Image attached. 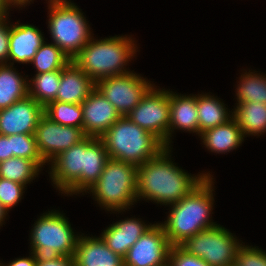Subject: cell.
I'll list each match as a JSON object with an SVG mask.
<instances>
[{
    "mask_svg": "<svg viewBox=\"0 0 266 266\" xmlns=\"http://www.w3.org/2000/svg\"><path fill=\"white\" fill-rule=\"evenodd\" d=\"M170 91L169 147L174 130L196 133L199 137L197 95H183Z\"/></svg>",
    "mask_w": 266,
    "mask_h": 266,
    "instance_id": "obj_21",
    "label": "cell"
},
{
    "mask_svg": "<svg viewBox=\"0 0 266 266\" xmlns=\"http://www.w3.org/2000/svg\"><path fill=\"white\" fill-rule=\"evenodd\" d=\"M60 79L61 70L34 74L28 79V95L45 107L56 99Z\"/></svg>",
    "mask_w": 266,
    "mask_h": 266,
    "instance_id": "obj_27",
    "label": "cell"
},
{
    "mask_svg": "<svg viewBox=\"0 0 266 266\" xmlns=\"http://www.w3.org/2000/svg\"><path fill=\"white\" fill-rule=\"evenodd\" d=\"M138 166L109 159L98 179L88 190L101 209L112 213L126 212L137 202L136 179Z\"/></svg>",
    "mask_w": 266,
    "mask_h": 266,
    "instance_id": "obj_5",
    "label": "cell"
},
{
    "mask_svg": "<svg viewBox=\"0 0 266 266\" xmlns=\"http://www.w3.org/2000/svg\"><path fill=\"white\" fill-rule=\"evenodd\" d=\"M29 254L30 255L28 257L23 256L15 258V260L13 259L12 261H9L8 264H4L2 261H0V266H36L37 255L33 252H30Z\"/></svg>",
    "mask_w": 266,
    "mask_h": 266,
    "instance_id": "obj_37",
    "label": "cell"
},
{
    "mask_svg": "<svg viewBox=\"0 0 266 266\" xmlns=\"http://www.w3.org/2000/svg\"><path fill=\"white\" fill-rule=\"evenodd\" d=\"M71 59L54 43L46 41L37 50L30 61L36 69V74L62 70Z\"/></svg>",
    "mask_w": 266,
    "mask_h": 266,
    "instance_id": "obj_29",
    "label": "cell"
},
{
    "mask_svg": "<svg viewBox=\"0 0 266 266\" xmlns=\"http://www.w3.org/2000/svg\"><path fill=\"white\" fill-rule=\"evenodd\" d=\"M41 169L33 160L11 157L0 162V178L15 181L23 185L30 184L41 172Z\"/></svg>",
    "mask_w": 266,
    "mask_h": 266,
    "instance_id": "obj_28",
    "label": "cell"
},
{
    "mask_svg": "<svg viewBox=\"0 0 266 266\" xmlns=\"http://www.w3.org/2000/svg\"><path fill=\"white\" fill-rule=\"evenodd\" d=\"M11 152L13 157L33 160L41 169L46 165L39 154L34 134L11 135Z\"/></svg>",
    "mask_w": 266,
    "mask_h": 266,
    "instance_id": "obj_31",
    "label": "cell"
},
{
    "mask_svg": "<svg viewBox=\"0 0 266 266\" xmlns=\"http://www.w3.org/2000/svg\"><path fill=\"white\" fill-rule=\"evenodd\" d=\"M25 187L27 186L21 183L0 178V203L8 213L21 202Z\"/></svg>",
    "mask_w": 266,
    "mask_h": 266,
    "instance_id": "obj_32",
    "label": "cell"
},
{
    "mask_svg": "<svg viewBox=\"0 0 266 266\" xmlns=\"http://www.w3.org/2000/svg\"><path fill=\"white\" fill-rule=\"evenodd\" d=\"M96 88V83L73 61L61 70L60 86L54 101L82 104Z\"/></svg>",
    "mask_w": 266,
    "mask_h": 266,
    "instance_id": "obj_20",
    "label": "cell"
},
{
    "mask_svg": "<svg viewBox=\"0 0 266 266\" xmlns=\"http://www.w3.org/2000/svg\"><path fill=\"white\" fill-rule=\"evenodd\" d=\"M171 244L159 222L148 229L129 248L123 258L124 266H165L168 264Z\"/></svg>",
    "mask_w": 266,
    "mask_h": 266,
    "instance_id": "obj_12",
    "label": "cell"
},
{
    "mask_svg": "<svg viewBox=\"0 0 266 266\" xmlns=\"http://www.w3.org/2000/svg\"><path fill=\"white\" fill-rule=\"evenodd\" d=\"M13 157L11 152V135H0V162Z\"/></svg>",
    "mask_w": 266,
    "mask_h": 266,
    "instance_id": "obj_38",
    "label": "cell"
},
{
    "mask_svg": "<svg viewBox=\"0 0 266 266\" xmlns=\"http://www.w3.org/2000/svg\"><path fill=\"white\" fill-rule=\"evenodd\" d=\"M172 147H165L156 157L137 168V201H153L160 205H171L188 195L210 171L191 175L172 161ZM174 162V163H173Z\"/></svg>",
    "mask_w": 266,
    "mask_h": 266,
    "instance_id": "obj_1",
    "label": "cell"
},
{
    "mask_svg": "<svg viewBox=\"0 0 266 266\" xmlns=\"http://www.w3.org/2000/svg\"><path fill=\"white\" fill-rule=\"evenodd\" d=\"M219 99L206 92L197 94L199 136L202 132L224 124L232 118V110L230 111Z\"/></svg>",
    "mask_w": 266,
    "mask_h": 266,
    "instance_id": "obj_24",
    "label": "cell"
},
{
    "mask_svg": "<svg viewBox=\"0 0 266 266\" xmlns=\"http://www.w3.org/2000/svg\"><path fill=\"white\" fill-rule=\"evenodd\" d=\"M45 40L42 31L34 25L22 24L20 21L10 23L8 64H30Z\"/></svg>",
    "mask_w": 266,
    "mask_h": 266,
    "instance_id": "obj_16",
    "label": "cell"
},
{
    "mask_svg": "<svg viewBox=\"0 0 266 266\" xmlns=\"http://www.w3.org/2000/svg\"><path fill=\"white\" fill-rule=\"evenodd\" d=\"M54 210L40 215L32 225L30 252L37 256H74L80 234L74 232L68 217Z\"/></svg>",
    "mask_w": 266,
    "mask_h": 266,
    "instance_id": "obj_7",
    "label": "cell"
},
{
    "mask_svg": "<svg viewBox=\"0 0 266 266\" xmlns=\"http://www.w3.org/2000/svg\"><path fill=\"white\" fill-rule=\"evenodd\" d=\"M199 137L202 141L201 144L209 152L216 154H225L236 150L245 140L241 128L233 117L224 124L202 132Z\"/></svg>",
    "mask_w": 266,
    "mask_h": 266,
    "instance_id": "obj_22",
    "label": "cell"
},
{
    "mask_svg": "<svg viewBox=\"0 0 266 266\" xmlns=\"http://www.w3.org/2000/svg\"><path fill=\"white\" fill-rule=\"evenodd\" d=\"M85 138L49 163V178L52 186L61 194H66L79 180L84 171Z\"/></svg>",
    "mask_w": 266,
    "mask_h": 266,
    "instance_id": "obj_14",
    "label": "cell"
},
{
    "mask_svg": "<svg viewBox=\"0 0 266 266\" xmlns=\"http://www.w3.org/2000/svg\"><path fill=\"white\" fill-rule=\"evenodd\" d=\"M236 89V102H260L266 105V74L245 70L240 75Z\"/></svg>",
    "mask_w": 266,
    "mask_h": 266,
    "instance_id": "obj_26",
    "label": "cell"
},
{
    "mask_svg": "<svg viewBox=\"0 0 266 266\" xmlns=\"http://www.w3.org/2000/svg\"><path fill=\"white\" fill-rule=\"evenodd\" d=\"M213 180V175L207 176L188 195L167 206L170 207L167 220L160 224L172 246H179L187 238L218 225L212 220L215 202Z\"/></svg>",
    "mask_w": 266,
    "mask_h": 266,
    "instance_id": "obj_2",
    "label": "cell"
},
{
    "mask_svg": "<svg viewBox=\"0 0 266 266\" xmlns=\"http://www.w3.org/2000/svg\"><path fill=\"white\" fill-rule=\"evenodd\" d=\"M168 264L170 266H211L203 259L188 254L180 246H171Z\"/></svg>",
    "mask_w": 266,
    "mask_h": 266,
    "instance_id": "obj_34",
    "label": "cell"
},
{
    "mask_svg": "<svg viewBox=\"0 0 266 266\" xmlns=\"http://www.w3.org/2000/svg\"><path fill=\"white\" fill-rule=\"evenodd\" d=\"M11 2V4L17 8H23L26 7L27 5L31 4V2L33 3L34 0H9Z\"/></svg>",
    "mask_w": 266,
    "mask_h": 266,
    "instance_id": "obj_40",
    "label": "cell"
},
{
    "mask_svg": "<svg viewBox=\"0 0 266 266\" xmlns=\"http://www.w3.org/2000/svg\"><path fill=\"white\" fill-rule=\"evenodd\" d=\"M109 159V154L102 139L86 136L84 171L80 175V180L65 194V196H78L80 193L83 195L88 192L98 181Z\"/></svg>",
    "mask_w": 266,
    "mask_h": 266,
    "instance_id": "obj_17",
    "label": "cell"
},
{
    "mask_svg": "<svg viewBox=\"0 0 266 266\" xmlns=\"http://www.w3.org/2000/svg\"><path fill=\"white\" fill-rule=\"evenodd\" d=\"M265 252L258 246L253 247L243 243L237 251L235 264L237 266H266Z\"/></svg>",
    "mask_w": 266,
    "mask_h": 266,
    "instance_id": "obj_33",
    "label": "cell"
},
{
    "mask_svg": "<svg viewBox=\"0 0 266 266\" xmlns=\"http://www.w3.org/2000/svg\"><path fill=\"white\" fill-rule=\"evenodd\" d=\"M7 215H8L7 210L0 203V227L5 223V219Z\"/></svg>",
    "mask_w": 266,
    "mask_h": 266,
    "instance_id": "obj_41",
    "label": "cell"
},
{
    "mask_svg": "<svg viewBox=\"0 0 266 266\" xmlns=\"http://www.w3.org/2000/svg\"><path fill=\"white\" fill-rule=\"evenodd\" d=\"M100 138L109 158L136 166L156 157L166 147L127 116H121Z\"/></svg>",
    "mask_w": 266,
    "mask_h": 266,
    "instance_id": "obj_4",
    "label": "cell"
},
{
    "mask_svg": "<svg viewBox=\"0 0 266 266\" xmlns=\"http://www.w3.org/2000/svg\"><path fill=\"white\" fill-rule=\"evenodd\" d=\"M218 224L187 238L179 246L188 254L203 259L211 266L234 265L243 242Z\"/></svg>",
    "mask_w": 266,
    "mask_h": 266,
    "instance_id": "obj_8",
    "label": "cell"
},
{
    "mask_svg": "<svg viewBox=\"0 0 266 266\" xmlns=\"http://www.w3.org/2000/svg\"><path fill=\"white\" fill-rule=\"evenodd\" d=\"M28 79L14 65L0 64V110L28 96Z\"/></svg>",
    "mask_w": 266,
    "mask_h": 266,
    "instance_id": "obj_25",
    "label": "cell"
},
{
    "mask_svg": "<svg viewBox=\"0 0 266 266\" xmlns=\"http://www.w3.org/2000/svg\"><path fill=\"white\" fill-rule=\"evenodd\" d=\"M48 3V31L52 43L71 60L94 35L82 9L71 0H45Z\"/></svg>",
    "mask_w": 266,
    "mask_h": 266,
    "instance_id": "obj_6",
    "label": "cell"
},
{
    "mask_svg": "<svg viewBox=\"0 0 266 266\" xmlns=\"http://www.w3.org/2000/svg\"><path fill=\"white\" fill-rule=\"evenodd\" d=\"M153 85L150 80L134 71L105 77L96 82V88L121 116H126L136 107Z\"/></svg>",
    "mask_w": 266,
    "mask_h": 266,
    "instance_id": "obj_10",
    "label": "cell"
},
{
    "mask_svg": "<svg viewBox=\"0 0 266 266\" xmlns=\"http://www.w3.org/2000/svg\"><path fill=\"white\" fill-rule=\"evenodd\" d=\"M10 14L0 17V64H8L10 39Z\"/></svg>",
    "mask_w": 266,
    "mask_h": 266,
    "instance_id": "obj_35",
    "label": "cell"
},
{
    "mask_svg": "<svg viewBox=\"0 0 266 266\" xmlns=\"http://www.w3.org/2000/svg\"><path fill=\"white\" fill-rule=\"evenodd\" d=\"M44 107L29 95L0 110V135L35 134Z\"/></svg>",
    "mask_w": 266,
    "mask_h": 266,
    "instance_id": "obj_13",
    "label": "cell"
},
{
    "mask_svg": "<svg viewBox=\"0 0 266 266\" xmlns=\"http://www.w3.org/2000/svg\"><path fill=\"white\" fill-rule=\"evenodd\" d=\"M11 7L15 8L9 0H0V17L9 14Z\"/></svg>",
    "mask_w": 266,
    "mask_h": 266,
    "instance_id": "obj_39",
    "label": "cell"
},
{
    "mask_svg": "<svg viewBox=\"0 0 266 266\" xmlns=\"http://www.w3.org/2000/svg\"><path fill=\"white\" fill-rule=\"evenodd\" d=\"M44 115L62 126L82 128L83 125L81 104L52 101L44 107Z\"/></svg>",
    "mask_w": 266,
    "mask_h": 266,
    "instance_id": "obj_30",
    "label": "cell"
},
{
    "mask_svg": "<svg viewBox=\"0 0 266 266\" xmlns=\"http://www.w3.org/2000/svg\"><path fill=\"white\" fill-rule=\"evenodd\" d=\"M73 257L75 266H124L123 258L114 253L100 236L80 234Z\"/></svg>",
    "mask_w": 266,
    "mask_h": 266,
    "instance_id": "obj_19",
    "label": "cell"
},
{
    "mask_svg": "<svg viewBox=\"0 0 266 266\" xmlns=\"http://www.w3.org/2000/svg\"><path fill=\"white\" fill-rule=\"evenodd\" d=\"M126 116L169 147L170 89L154 84Z\"/></svg>",
    "mask_w": 266,
    "mask_h": 266,
    "instance_id": "obj_9",
    "label": "cell"
},
{
    "mask_svg": "<svg viewBox=\"0 0 266 266\" xmlns=\"http://www.w3.org/2000/svg\"><path fill=\"white\" fill-rule=\"evenodd\" d=\"M236 106V107H235ZM232 117L244 137H259L266 133V105L260 102H236Z\"/></svg>",
    "mask_w": 266,
    "mask_h": 266,
    "instance_id": "obj_23",
    "label": "cell"
},
{
    "mask_svg": "<svg viewBox=\"0 0 266 266\" xmlns=\"http://www.w3.org/2000/svg\"><path fill=\"white\" fill-rule=\"evenodd\" d=\"M153 225L135 216L126 217L106 227L100 237L114 253L124 258L129 248Z\"/></svg>",
    "mask_w": 266,
    "mask_h": 266,
    "instance_id": "obj_18",
    "label": "cell"
},
{
    "mask_svg": "<svg viewBox=\"0 0 266 266\" xmlns=\"http://www.w3.org/2000/svg\"><path fill=\"white\" fill-rule=\"evenodd\" d=\"M82 129L86 136L100 138L120 117V113L95 88L81 104Z\"/></svg>",
    "mask_w": 266,
    "mask_h": 266,
    "instance_id": "obj_15",
    "label": "cell"
},
{
    "mask_svg": "<svg viewBox=\"0 0 266 266\" xmlns=\"http://www.w3.org/2000/svg\"><path fill=\"white\" fill-rule=\"evenodd\" d=\"M36 266H75L73 256H37Z\"/></svg>",
    "mask_w": 266,
    "mask_h": 266,
    "instance_id": "obj_36",
    "label": "cell"
},
{
    "mask_svg": "<svg viewBox=\"0 0 266 266\" xmlns=\"http://www.w3.org/2000/svg\"><path fill=\"white\" fill-rule=\"evenodd\" d=\"M93 37L71 61L95 83L105 77L130 72L126 66L138 52L133 36L115 35L97 40Z\"/></svg>",
    "mask_w": 266,
    "mask_h": 266,
    "instance_id": "obj_3",
    "label": "cell"
},
{
    "mask_svg": "<svg viewBox=\"0 0 266 266\" xmlns=\"http://www.w3.org/2000/svg\"><path fill=\"white\" fill-rule=\"evenodd\" d=\"M34 135L39 154L47 165L86 137L82 128L62 126L45 115L40 118Z\"/></svg>",
    "mask_w": 266,
    "mask_h": 266,
    "instance_id": "obj_11",
    "label": "cell"
}]
</instances>
